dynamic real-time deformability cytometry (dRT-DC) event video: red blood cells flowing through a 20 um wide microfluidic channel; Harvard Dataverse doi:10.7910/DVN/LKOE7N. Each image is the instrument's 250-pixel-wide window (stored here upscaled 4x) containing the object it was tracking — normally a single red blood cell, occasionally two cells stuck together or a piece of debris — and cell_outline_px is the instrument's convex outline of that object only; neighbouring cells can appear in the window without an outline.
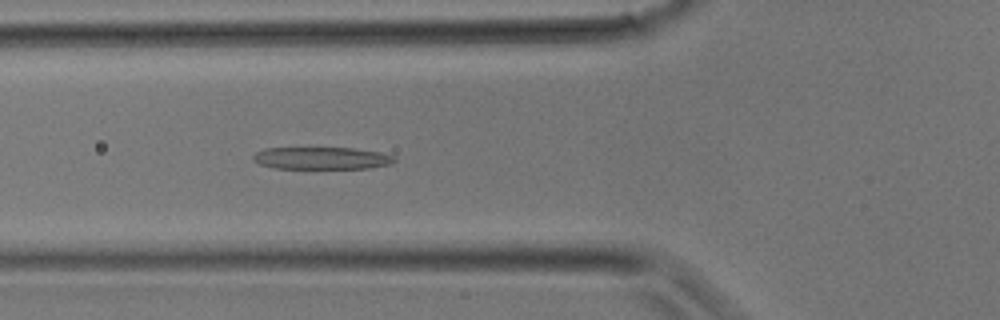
{"species": "common noctule bat (a hibernating species)", "species_latin": "Nyctalus noctula", "temperature_condition": "room temperature", "stored_images_in_passage": 32, "camera_frame_rate_fps": 3000, "um_per_image_px": 0.085, "animal": {"sex": "male", "body_mass_g": 17.9}, "frame": {"image": 1, "passage_image": 11, "time_ms": 3.333, "image_size_px": [1000, 320], "cell_outline_px": [[396, 160], [392, 164], [368, 168], [276, 168], [260, 164], [252, 160], [252, 156], [256, 152], [264, 148], [356, 148], [380, 152], [396, 156]], "centroid_in_image_um": [27.37, 13.44], "position_along_channel_um": 98.4, "area_um2": 18.38}}
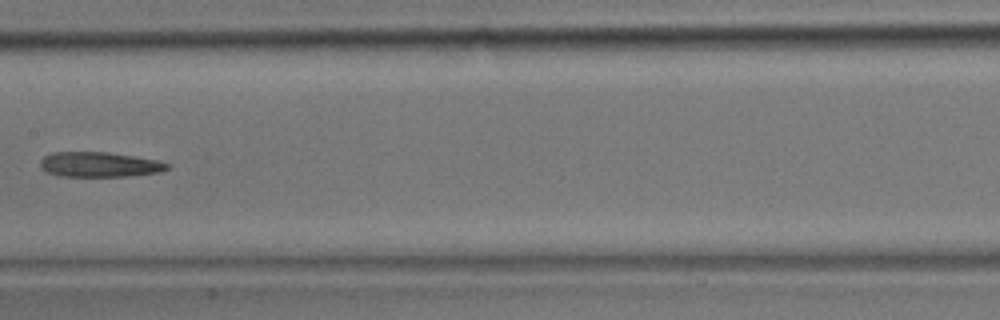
{"frame": {"image": 2, "passage_image": 16, "time_ms": 5.0, "image_size_px": [1000, 320], "cell_outline_px": [[172, 164], [168, 168], [160, 172], [124, 176], [60, 176], [48, 172], [40, 168], [40, 160], [44, 156], [52, 152], [108, 152], [160, 160]], "centroid_in_image_um": [8.46, 13.97], "position_along_channel_um": 198.9, "area_um2": 18.55}}
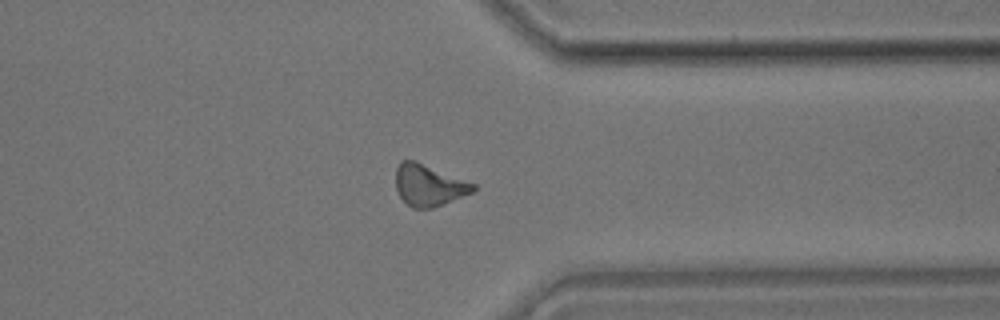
{"frame": {"image": 3, "passage_image": 25, "time_ms": 8.0, "image_size_px": [1000, 320], "cell_outline_px": [[476, 188], [472, 192], [444, 204], [432, 208], [412, 208], [400, 196], [396, 188], [396, 168], [400, 160], [416, 160], [476, 184]], "centroid_in_image_um": [36.44, 15.73], "position_along_channel_um": 375.0, "area_um2": 18.73}}